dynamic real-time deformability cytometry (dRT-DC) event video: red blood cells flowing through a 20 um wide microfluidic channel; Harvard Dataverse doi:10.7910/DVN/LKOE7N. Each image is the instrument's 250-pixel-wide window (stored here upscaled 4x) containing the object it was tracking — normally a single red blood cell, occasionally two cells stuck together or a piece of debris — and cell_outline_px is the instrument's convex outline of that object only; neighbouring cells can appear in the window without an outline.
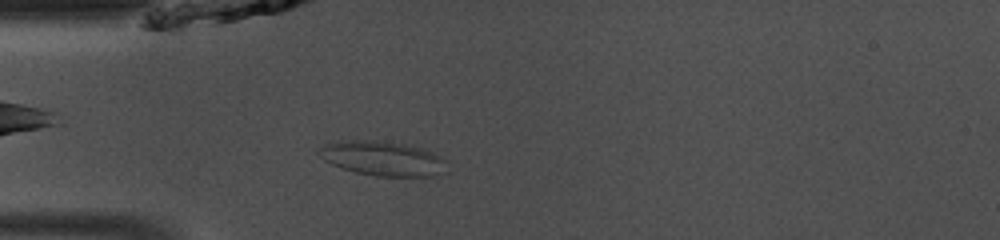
{"species": "common noctule bat (a hibernating species)", "species_latin": "Nyctalus noctula", "temperature_condition": "room temperature", "stored_images_in_passage": 35, "camera_frame_rate_fps": 3000, "um_per_image_px": 0.085, "animal": {"sex": "male", "body_mass_g": 13.0, "forearm_length_mm": 53.1}, "frame": {"image": 1, "passage_image": 4, "time_ms": 1.0, "image_size_px": [1000, 240], "cell_outline_px": [[448, 160], [440, 172], [432, 176], [376, 176], [356, 172], [332, 164], [324, 160], [316, 152], [324, 144], [352, 140], [376, 140], [404, 144], [420, 148], [432, 152]], "centroid_in_image_um": [32.5, 13.46], "position_along_channel_um": 52.5, "area_um2": 25.32}}
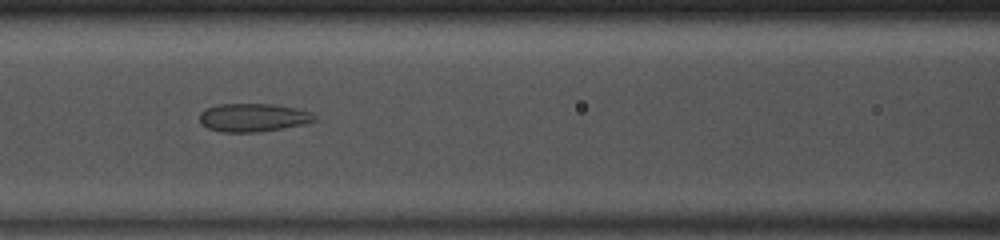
{"frame": {"image": 2, "passage_image": 11, "time_ms": 3.333, "image_size_px": [1000, 240], "cell_outline_px": [[316, 120], [304, 124], [260, 132], [224, 132], [208, 128], [200, 124], [200, 112], [208, 108], [220, 104], [272, 104], [296, 108], [312, 112], [316, 116]], "centroid_in_image_um": [21.53, 9.99], "position_along_channel_um": 145.1, "area_um2": 18.9}}
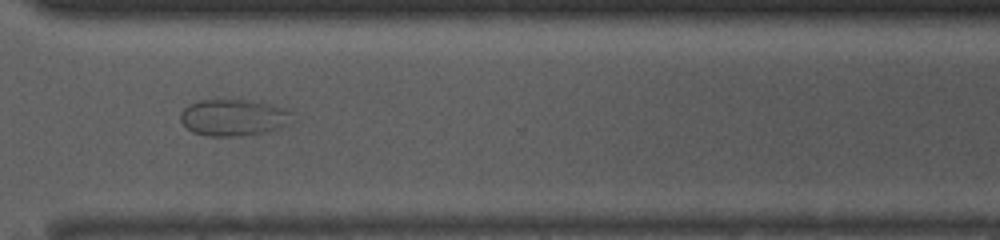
{"frame": {"image": 3, "passage_image": 26, "time_ms": 8.333, "image_size_px": [1000, 240], "cell_outline_px": [[292, 124], [268, 132], [240, 136], [204, 136], [192, 132], [180, 120], [180, 112], [188, 104], [196, 100], [252, 100], [284, 108], [288, 112]], "centroid_in_image_um": [19.81, 10.0], "position_along_channel_um": 350.8, "area_um2": 23.99}}